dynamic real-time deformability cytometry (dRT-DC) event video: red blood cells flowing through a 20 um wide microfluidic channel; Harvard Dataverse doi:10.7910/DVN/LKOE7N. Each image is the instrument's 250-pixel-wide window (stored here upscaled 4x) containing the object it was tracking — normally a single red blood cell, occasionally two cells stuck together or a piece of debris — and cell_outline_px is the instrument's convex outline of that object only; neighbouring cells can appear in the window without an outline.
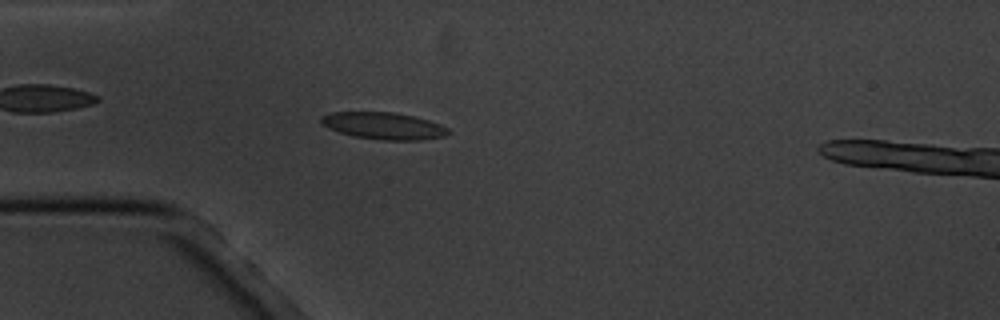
{"species": "common noctule bat (a hibernating species)", "species_latin": "Nyctalus noctula", "temperature_condition": "cold", "stored_images_in_passage": 5, "camera_frame_rate_fps": 3000, "um_per_image_px": 0.085, "animal": {"sex": "male", "body_mass_g": 20.1, "forearm_length_mm": 53.5}, "frame": {"image": 1, "passage_image": 4, "time_ms": 3.333, "image_size_px": [1000, 320], "cell_outline_px": [[452, 132], [444, 136], [420, 140], [380, 140], [352, 136], [328, 128], [320, 124], [320, 116], [332, 112], [392, 112], [412, 116], [428, 120], [440, 124], [448, 128]], "centroid_in_image_um": [32.58, 10.7], "position_along_channel_um": 52.4, "area_um2": 20.06}}